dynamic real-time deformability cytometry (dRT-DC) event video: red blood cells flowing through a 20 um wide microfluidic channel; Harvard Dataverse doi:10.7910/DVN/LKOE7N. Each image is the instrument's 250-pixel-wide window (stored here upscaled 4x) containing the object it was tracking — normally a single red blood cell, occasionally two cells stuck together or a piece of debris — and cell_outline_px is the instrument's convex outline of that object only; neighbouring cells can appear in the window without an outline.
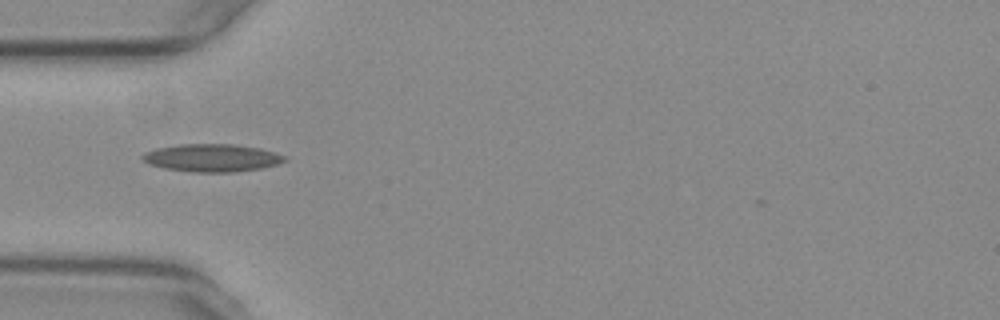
{"species": "common noctule bat (a hibernating species)", "species_latin": "Nyctalus noctula", "temperature_condition": "warm", "stored_images_in_passage": 33, "camera_frame_rate_fps": 3000, "um_per_image_px": 0.085, "animal": {"sex": "female", "body_mass_g": 29.2, "forearm_length_mm": 56.3}, "frame": {"image": 1, "passage_image": 1, "time_ms": 0.0, "image_size_px": [1000, 320], "cell_outline_px": [[288, 160], [276, 164], [260, 168], [236, 172], [192, 172], [164, 168], [148, 164], [140, 156], [144, 152], [156, 148], [180, 144], [232, 144], [260, 148], [276, 152], [288, 156]], "centroid_in_image_um": [18.03, 13.41], "position_along_channel_um": 67.0, "area_um2": 23.12}}
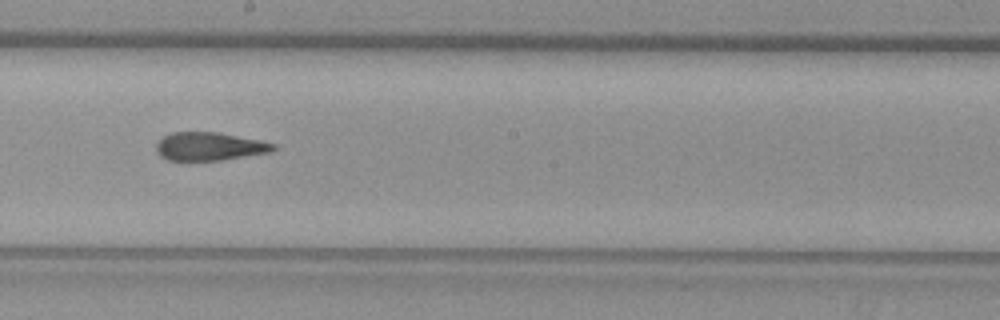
{"frame": {"image": 2, "passage_image": 14, "time_ms": 4.333, "image_size_px": [1000, 320], "cell_outline_px": [[276, 148], [272, 152], [220, 160], [168, 160], [160, 156], [156, 152], [156, 144], [164, 136], [172, 132], [216, 132], [260, 140], [276, 144]], "centroid_in_image_um": [17.81, 12.44], "position_along_channel_um": 230.4, "area_um2": 19.19}}
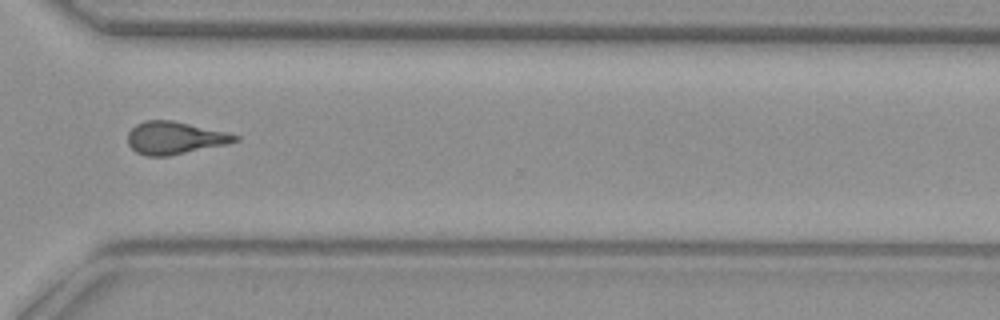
{"frame": {"image": 3, "passage_image": 24, "time_ms": 7.667, "image_size_px": [1000, 320], "cell_outline_px": [[240, 140], [228, 144], [168, 156], [144, 156], [136, 152], [128, 144], [128, 132], [136, 124], [144, 120], [172, 120], [228, 132], [240, 136]], "centroid_in_image_um": [14.87, 11.72], "position_along_channel_um": 355.7, "area_um2": 20.52}, "authors_computed_cell_mechanics": {"area_um2": 20.0566, "velocity_mm_per_s": 3.7582, "shape_relaxation_time_tau1_ms": 8.1349, "shape_relaxation_time_tau2_ms": 2.14, "deformation_change_tau1": 0.2338, "deformation_change_tau2": 0.116}}